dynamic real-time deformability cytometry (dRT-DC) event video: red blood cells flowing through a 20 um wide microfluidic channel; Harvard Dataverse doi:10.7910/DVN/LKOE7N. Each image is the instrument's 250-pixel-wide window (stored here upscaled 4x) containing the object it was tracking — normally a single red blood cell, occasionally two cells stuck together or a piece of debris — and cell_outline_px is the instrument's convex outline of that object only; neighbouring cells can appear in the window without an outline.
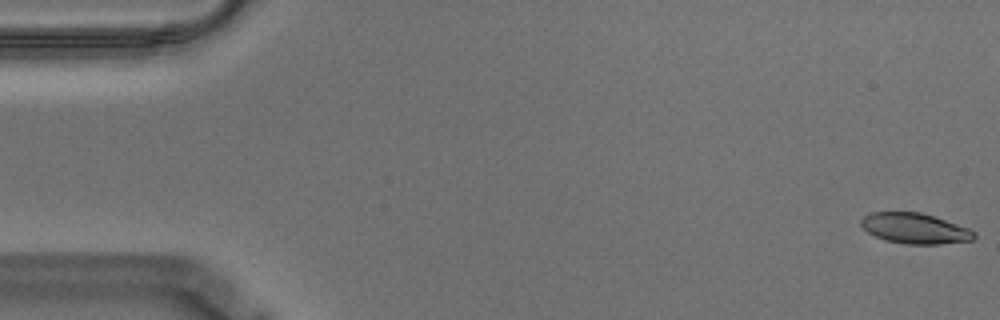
{"species": "Egyptian fruit bat (a non-hibernating species)", "species_latin": "Rousettus aegyptiacus", "temperature_condition": "warm", "stored_images_in_passage": 58, "camera_frame_rate_fps": 3000, "um_per_image_px": 0.085, "animal": {"sex": "male"}, "frame": {"image": 1, "passage_image": 1, "time_ms": 0.0, "image_size_px": [1000, 320], "cell_outline_px": [[976, 236], [972, 240], [940, 244], [908, 244], [884, 240], [868, 232], [860, 224], [860, 220], [864, 216], [872, 212], [920, 212], [968, 228], [976, 232]], "centroid_in_image_um": [77.75, 19.42], "position_along_channel_um": 7.2, "area_um2": 19.88}}
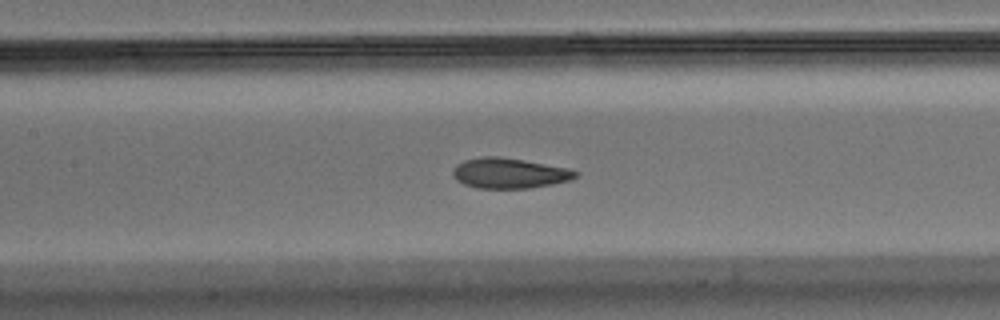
{"frame": {"image": 2, "passage_image": 26, "time_ms": 8.333, "image_size_px": [1000, 320], "cell_outline_px": [[580, 172], [572, 180], [552, 184], [528, 188], [476, 188], [464, 184], [456, 180], [452, 176], [452, 168], [456, 164], [464, 160], [480, 156], [500, 156], [524, 160], [568, 168]], "centroid_in_image_um": [43.26, 14.71], "position_along_channel_um": 164.1, "area_um2": 21.91}}
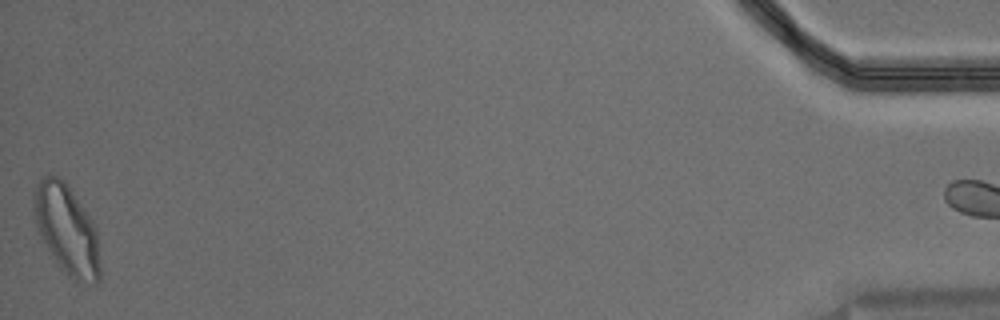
{"frame": {"image": 3, "passage_image": 57, "time_ms": 18.667, "image_size_px": [1000, 320], "cell_outline_px": [[100, 280], [96, 284], [92, 284], [72, 280], [60, 268], [36, 228], [32, 212], [32, 192], [40, 180], [44, 176], [56, 176], [64, 180], [92, 220], [96, 228], [100, 268]], "centroid_in_image_um": [5.65, 19.53], "position_along_channel_um": 429.5, "area_um2": 34.68}}